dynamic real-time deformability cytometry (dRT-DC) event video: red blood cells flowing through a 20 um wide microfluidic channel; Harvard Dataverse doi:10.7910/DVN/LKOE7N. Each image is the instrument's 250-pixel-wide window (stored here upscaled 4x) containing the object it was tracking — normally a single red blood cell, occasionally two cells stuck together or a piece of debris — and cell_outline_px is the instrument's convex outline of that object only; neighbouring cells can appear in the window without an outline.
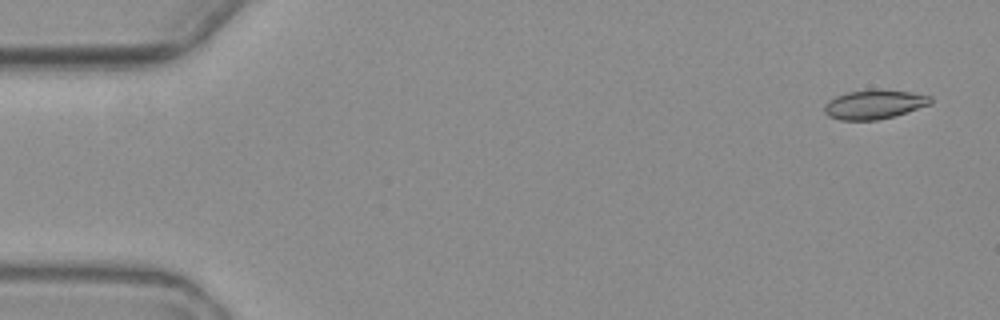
{"species": "common noctule bat (a hibernating species)", "species_latin": "Nyctalus noctula", "temperature_condition": "warm", "stored_images_in_passage": 5, "camera_frame_rate_fps": 3000, "um_per_image_px": 0.085, "animal": {"sex": "female", "body_mass_g": 19.3, "forearm_length_mm": 54.1}, "frame": {"image": 1, "passage_image": 1, "time_ms": 0.0, "image_size_px": [1000, 320], "cell_outline_px": [[932, 104], [892, 116], [876, 120], [840, 120], [828, 116], [824, 112], [824, 104], [828, 100], [836, 96], [848, 92], [872, 88], [876, 88], [912, 92], [932, 96]], "centroid_in_image_um": [74.3, 8.85], "position_along_channel_um": 10.7, "area_um2": 18.26}}
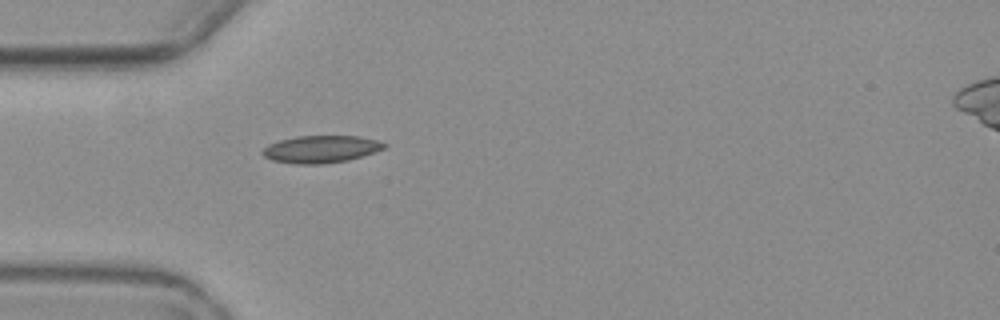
{"frame": {"image": 2, "passage_image": 5, "time_ms": 5.0, "image_size_px": [1000, 320], "cell_outline_px": [[388, 144], [384, 148], [348, 160], [324, 164], [296, 164], [272, 160], [264, 156], [260, 152], [268, 144], [280, 140], [296, 136], [360, 136], [376, 140]], "centroid_in_image_um": [27.24, 12.67], "position_along_channel_um": 57.8, "area_um2": 19.25}}